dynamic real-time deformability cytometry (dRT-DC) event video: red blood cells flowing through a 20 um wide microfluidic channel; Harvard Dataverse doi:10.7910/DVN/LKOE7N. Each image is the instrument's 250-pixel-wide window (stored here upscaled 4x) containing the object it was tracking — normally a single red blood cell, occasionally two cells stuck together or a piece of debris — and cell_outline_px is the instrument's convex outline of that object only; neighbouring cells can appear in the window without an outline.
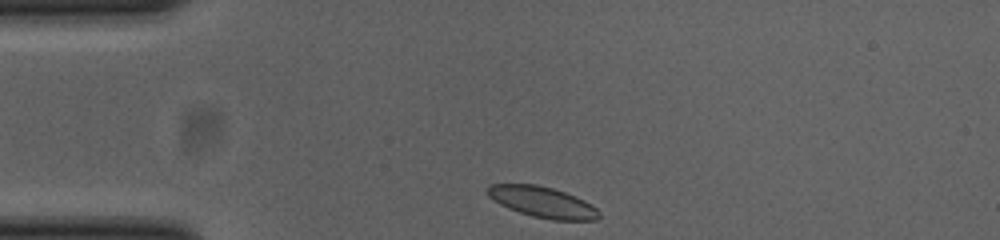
{"species": "common noctule bat (a hibernating species)", "species_latin": "Nyctalus noctula", "temperature_condition": "cold", "stored_images_in_passage": 32, "camera_frame_rate_fps": 3000, "um_per_image_px": 0.085, "animal": {"sex": "female", "body_mass_g": 23.0, "forearm_length_mm": 53.4}, "frame": {"image": 1, "passage_image": 1, "time_ms": 0.0, "image_size_px": [1000, 240], "cell_outline_px": [[600, 216], [596, 220], [552, 220], [532, 216], [508, 208], [500, 204], [488, 196], [488, 184], [536, 184], [552, 188], [564, 192], [584, 200], [596, 208], [600, 212]], "centroid_in_image_um": [46.12, 17.18], "position_along_channel_um": 38.9, "area_um2": 19.88}}
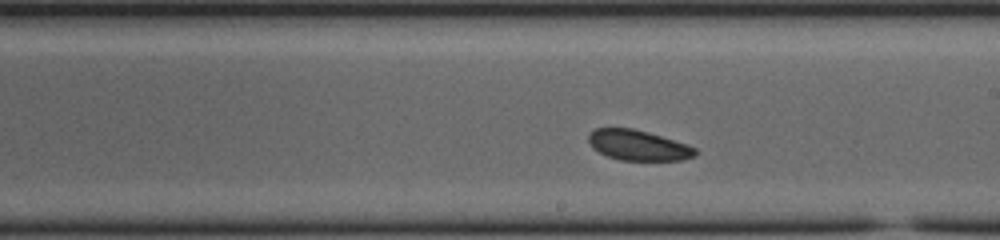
{"frame": {"image": 2, "passage_image": 19, "time_ms": 6.0, "image_size_px": [1000, 240], "cell_outline_px": [[696, 156], [684, 160], [620, 160], [608, 156], [592, 148], [588, 140], [588, 136], [596, 128], [632, 128], [648, 132], [688, 144], [696, 148]], "centroid_in_image_um": [54.27, 12.35], "position_along_channel_um": 234.7, "area_um2": 18.84}}
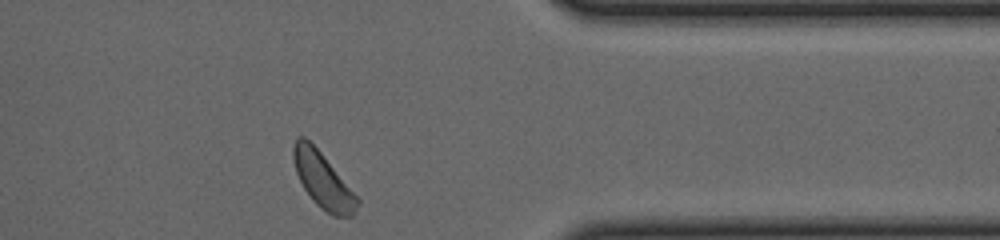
{"frame": {"image": 3, "passage_image": 32, "time_ms": 10.333, "image_size_px": [1000, 240], "cell_outline_px": [[360, 204], [352, 216], [332, 216], [320, 208], [312, 200], [304, 188], [296, 172], [292, 160], [292, 148], [296, 136], [304, 136], [320, 152], [360, 200]], "centroid_in_image_um": [27.42, 15.33], "position_along_channel_um": 384.0, "area_um2": 20.46}, "authors_computed_cell_mechanics": {"area_um2": 19.8543, "velocity_mm_per_s": 3.7858, "shape_relaxation_time_tau1_ms": 0.8905, "shape_relaxation_time_tau2_ms": 10.9749, "deformation_change_tau1": 0.0316, "deformation_change_tau2": 0.1809}}